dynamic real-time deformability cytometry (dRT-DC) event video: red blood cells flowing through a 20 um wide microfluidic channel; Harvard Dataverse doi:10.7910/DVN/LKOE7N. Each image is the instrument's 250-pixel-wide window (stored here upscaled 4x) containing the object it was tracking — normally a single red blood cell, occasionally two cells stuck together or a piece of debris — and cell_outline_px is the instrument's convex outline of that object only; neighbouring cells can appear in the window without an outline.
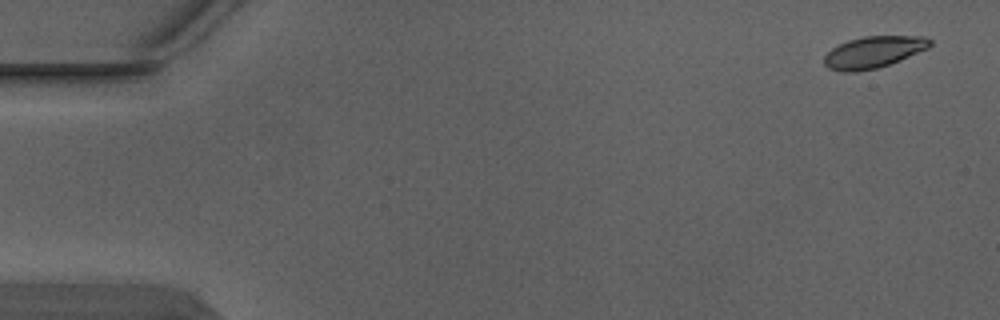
{"species": "Egyptian fruit bat (a non-hibernating species)", "species_latin": "Rousettus aegyptiacus", "temperature_condition": "warm", "stored_images_in_passage": 5, "segment_of_instrument_passage": [1, 2], "camera_frame_rate_fps": 3000, "um_per_image_px": 0.085, "animal": {"sex": "male"}, "frame": {"image": 1, "passage_image": 1, "time_ms": 0.0, "image_size_px": [1000, 320], "cell_outline_px": [[932, 44], [928, 48], [900, 60], [876, 68], [856, 72], [844, 72], [828, 68], [824, 64], [824, 56], [832, 48], [848, 40], [864, 36], [924, 36], [932, 40]], "centroid_in_image_um": [74.25, 4.42], "position_along_channel_um": 10.8, "area_um2": 19.42}}
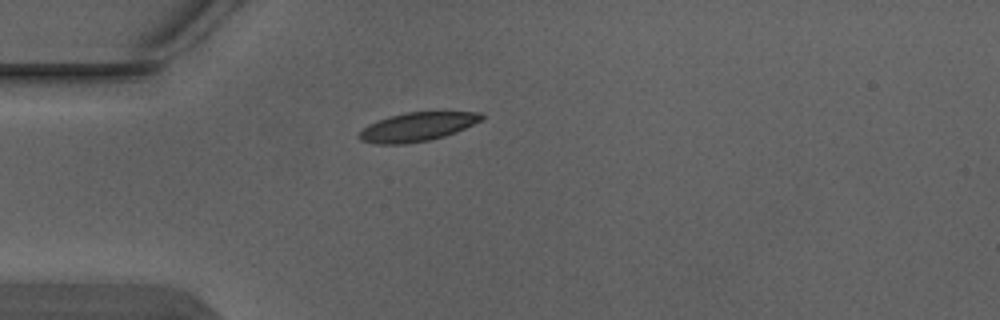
{"frame": {"image": 2, "passage_image": 4, "time_ms": 1.0, "image_size_px": [1000, 320], "cell_outline_px": [[484, 116], [480, 120], [456, 132], [444, 136], [428, 140], [404, 144], [376, 144], [360, 140], [356, 136], [368, 124], [376, 120], [408, 112], [480, 112]], "centroid_in_image_um": [35.41, 10.79], "position_along_channel_um": 49.6, "area_um2": 20.29}}